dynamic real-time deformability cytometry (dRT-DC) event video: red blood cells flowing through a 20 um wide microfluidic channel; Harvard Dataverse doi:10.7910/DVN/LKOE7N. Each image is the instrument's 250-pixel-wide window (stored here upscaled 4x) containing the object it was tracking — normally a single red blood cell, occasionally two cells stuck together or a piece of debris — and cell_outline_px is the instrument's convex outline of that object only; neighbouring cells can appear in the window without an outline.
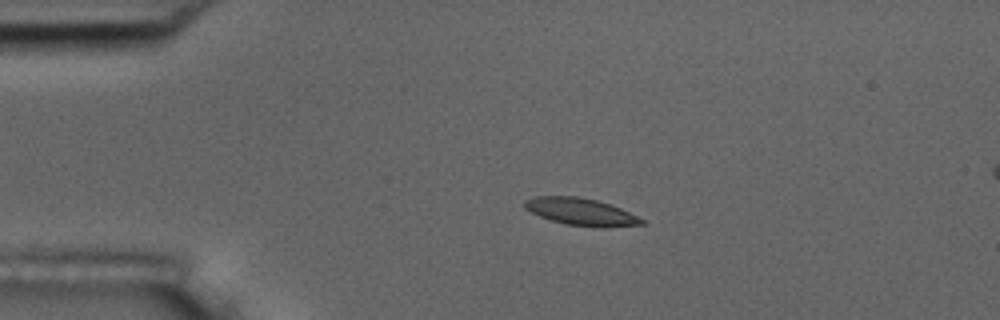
{"species": "common noctule bat (a hibernating species)", "species_latin": "Nyctalus noctula", "temperature_condition": "room temperature", "stored_images_in_passage": 8, "camera_frame_rate_fps": 3000, "um_per_image_px": 0.085, "animal": {"sex": "male", "body_mass_g": 17.5, "forearm_length_mm": 52.3}, "frame": {"image": 1, "passage_image": 4, "time_ms": 3.667, "image_size_px": [1000, 320], "cell_outline_px": [[648, 224], [604, 228], [564, 224], [540, 216], [524, 208], [524, 200], [536, 196], [576, 196], [596, 200], [620, 208], [644, 220]], "centroid_in_image_um": [49.39, 18.01], "position_along_channel_um": 35.6, "area_um2": 18.5}}